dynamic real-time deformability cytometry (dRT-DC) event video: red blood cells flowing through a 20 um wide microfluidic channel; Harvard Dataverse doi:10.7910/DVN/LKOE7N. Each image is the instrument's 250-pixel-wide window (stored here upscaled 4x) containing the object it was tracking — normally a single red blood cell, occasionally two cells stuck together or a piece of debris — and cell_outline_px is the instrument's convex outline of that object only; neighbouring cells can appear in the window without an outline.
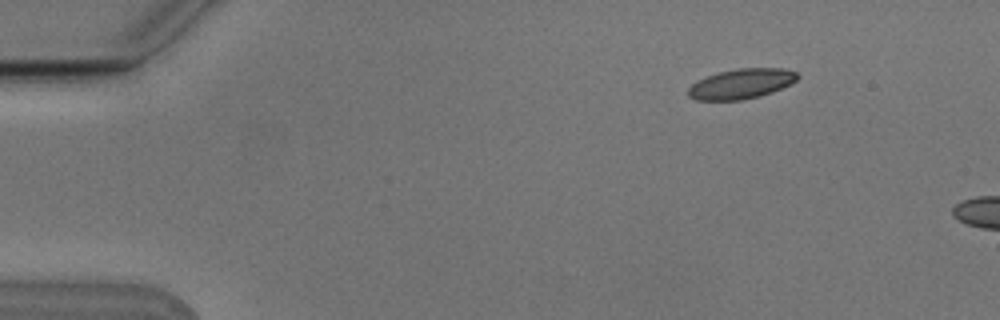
{"species": "Egyptian fruit bat (a non-hibernating species)", "species_latin": "Rousettus aegyptiacus", "temperature_condition": "cold", "stored_images_in_passage": 5, "camera_frame_rate_fps": 3000, "um_per_image_px": 0.085, "animal": {"sex": "male"}, "frame": {"image": 1, "passage_image": 3, "time_ms": 0.667, "image_size_px": [1000, 320], "cell_outline_px": [[800, 76], [796, 80], [772, 92], [760, 96], [740, 100], [696, 100], [688, 96], [688, 88], [692, 84], [716, 72], [740, 68], [780, 68], [796, 72]], "centroid_in_image_um": [62.99, 7.12], "position_along_channel_um": 22.0, "area_um2": 18.9}}